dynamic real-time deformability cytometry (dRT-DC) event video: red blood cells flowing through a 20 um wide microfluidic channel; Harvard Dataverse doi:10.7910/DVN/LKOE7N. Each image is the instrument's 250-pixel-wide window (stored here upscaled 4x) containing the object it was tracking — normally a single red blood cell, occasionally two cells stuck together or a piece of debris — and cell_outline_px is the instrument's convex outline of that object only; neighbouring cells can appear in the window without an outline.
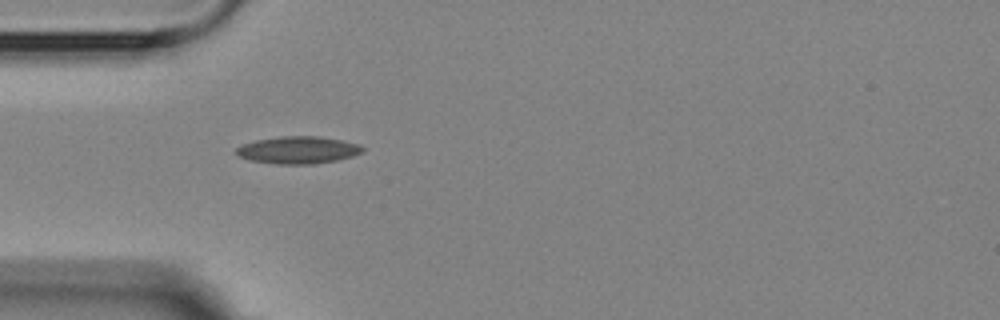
{"species": "Egyptian fruit bat (a non-hibernating species)", "species_latin": "Rousettus aegyptiacus", "temperature_condition": "room temperature", "stored_images_in_passage": 6, "camera_frame_rate_fps": 3000, "um_per_image_px": 0.085, "animal": {"sex": "female"}, "frame": {"image": 1, "passage_image": 1, "time_ms": 0.0, "image_size_px": [1000, 320], "cell_outline_px": [[364, 152], [352, 156], [336, 160], [312, 164], [280, 164], [248, 160], [240, 156], [236, 152], [236, 148], [240, 144], [256, 140], [280, 136], [320, 136], [360, 144], [364, 148]], "centroid_in_image_um": [25.33, 12.74], "position_along_channel_um": 59.7, "area_um2": 20.11}}
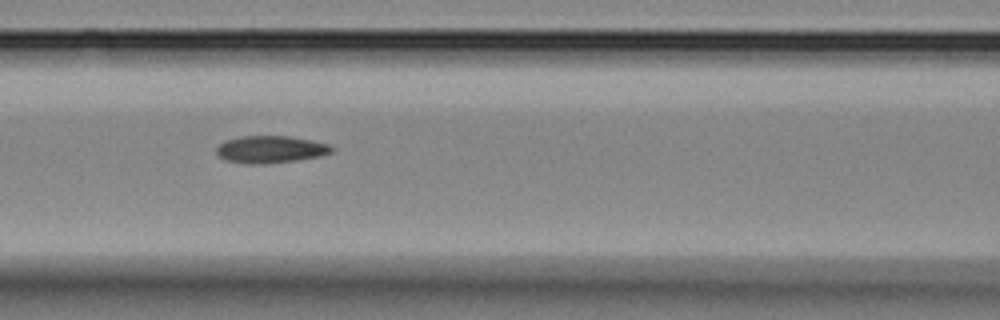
{"frame": {"image": 2, "passage_image": 3, "time_ms": 2.333, "image_size_px": [1000, 320], "cell_outline_px": [[336, 148], [332, 152], [320, 156], [296, 160], [264, 164], [244, 164], [224, 160], [216, 152], [216, 148], [224, 140], [240, 136], [292, 136], [312, 140], [328, 144]], "centroid_in_image_um": [22.99, 12.69], "position_along_channel_um": 143.6, "area_um2": 18.5}}
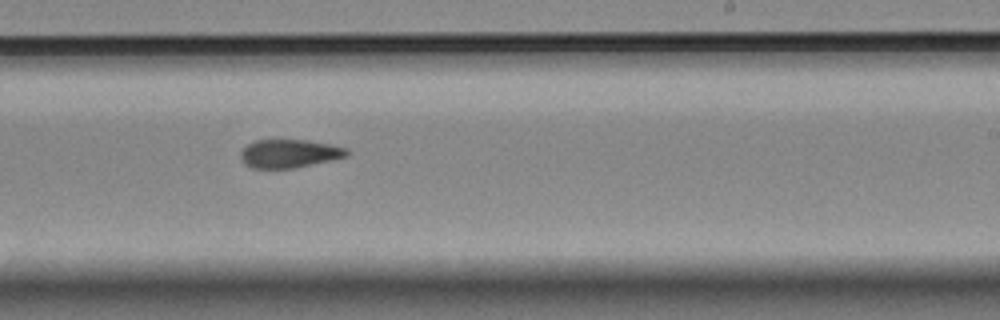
{"frame": {"image": 3, "passage_image": 6, "time_ms": 5.667, "image_size_px": [1000, 320], "cell_outline_px": [[352, 152], [348, 156], [296, 168], [252, 168], [244, 164], [240, 160], [240, 152], [248, 144], [256, 140], [308, 140], [332, 144], [348, 148]], "centroid_in_image_um": [24.63, 13.05], "position_along_channel_um": 264.4, "area_um2": 17.8}}